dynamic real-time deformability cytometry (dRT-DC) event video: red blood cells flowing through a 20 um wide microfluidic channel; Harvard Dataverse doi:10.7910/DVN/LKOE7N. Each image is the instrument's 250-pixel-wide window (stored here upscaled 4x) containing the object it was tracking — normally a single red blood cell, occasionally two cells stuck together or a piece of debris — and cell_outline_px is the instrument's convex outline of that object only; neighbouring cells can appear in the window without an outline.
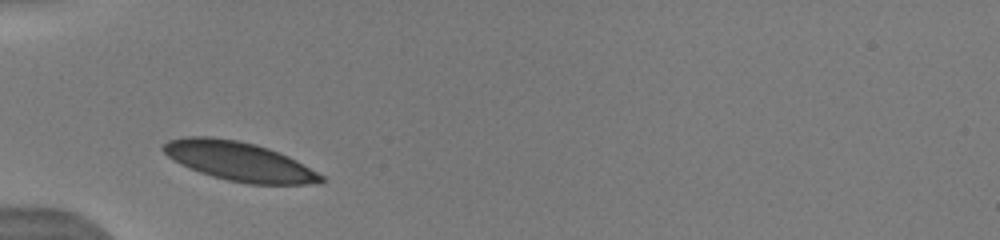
{"species": "human", "species_latin": "Homo sapiens", "temperature_condition": "warm", "stored_images_in_passage": 41, "camera_frame_rate_fps": 3000, "um_per_image_px": 0.085, "donor": {"sex": "male"}, "frame": {"image": 1, "passage_image": 1, "time_ms": 0.0, "image_size_px": [1000, 240], "cell_outline_px": [[324, 180], [308, 184], [248, 184], [228, 180], [212, 176], [188, 168], [180, 164], [168, 156], [160, 148], [168, 140], [188, 136], [208, 136], [236, 140], [256, 144], [268, 148], [288, 156], [296, 160], [324, 176]], "centroid_in_image_um": [20.29, 13.7], "position_along_channel_um": 64.7, "area_um2": 35.66}}
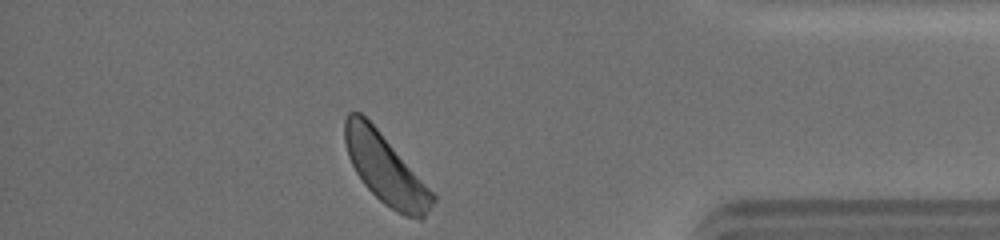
{"frame": {"image": 2, "passage_image": 41, "time_ms": 9.333, "image_size_px": [1000, 240], "cell_outline_px": [[436, 200], [424, 216], [420, 220], [404, 216], [384, 204], [364, 184], [356, 172], [348, 156], [344, 140], [344, 120], [348, 112], [360, 112], [376, 128], [436, 196]], "centroid_in_image_um": [32.74, 14.38], "position_along_channel_um": 402.5, "area_um2": 34.8}, "authors_computed_cell_mechanics": {"area_um2": 34.7956, "velocity_mm_per_s": 3.9613, "shape_relaxation_time_tau1_ms": 2.0156, "shape_relaxation_time_tau2_ms": null, "deformation_change_tau1": 0.0713, "deformation_change_tau2": null}}